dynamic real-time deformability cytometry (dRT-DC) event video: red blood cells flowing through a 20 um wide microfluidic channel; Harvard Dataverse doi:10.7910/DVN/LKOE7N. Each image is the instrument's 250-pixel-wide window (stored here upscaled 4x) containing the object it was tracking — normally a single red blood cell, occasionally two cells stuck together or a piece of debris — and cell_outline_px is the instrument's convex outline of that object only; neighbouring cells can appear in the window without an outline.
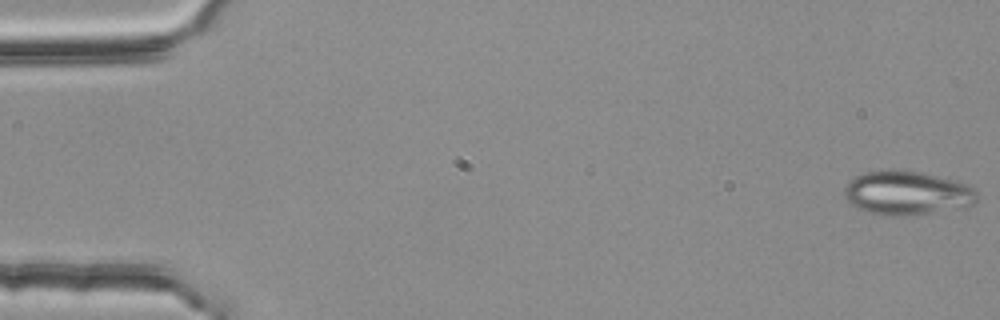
{"species": "common noctule bat (a hibernating species)", "species_latin": "Nyctalus noctula", "temperature_condition": "room temperature", "stored_images_in_passage": 16, "camera_frame_rate_fps": 3000, "um_per_image_px": 0.085, "animal": {"sex": "female", "body_mass_g": 25.1}, "frame": {"image": 1, "passage_image": 1, "time_ms": 0.0, "image_size_px": [1000, 320], "cell_outline_px": [[980, 196], [972, 204], [964, 208], [908, 216], [884, 216], [868, 212], [852, 204], [844, 196], [844, 188], [848, 180], [864, 172], [880, 168], [896, 168], [920, 172], [964, 184], [972, 188]], "centroid_in_image_um": [77.05, 16.4], "position_along_channel_um": 8.0, "area_um2": 34.39}}
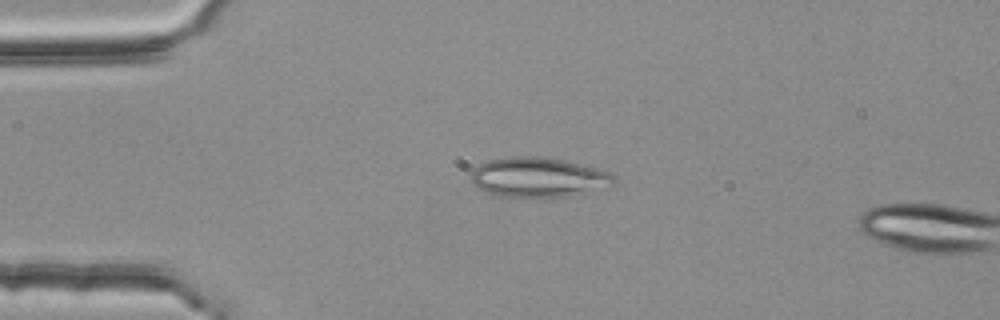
{"frame": {"image": 2, "passage_image": 13, "time_ms": 4.0, "image_size_px": [1000, 320], "cell_outline_px": [[616, 184], [568, 196], [496, 196], [484, 192], [472, 180], [472, 168], [488, 160], [512, 156], [540, 156], [564, 160], [596, 168], [608, 172], [616, 176]], "centroid_in_image_um": [45.75, 15.05], "position_along_channel_um": 39.2, "area_um2": 32.77}}